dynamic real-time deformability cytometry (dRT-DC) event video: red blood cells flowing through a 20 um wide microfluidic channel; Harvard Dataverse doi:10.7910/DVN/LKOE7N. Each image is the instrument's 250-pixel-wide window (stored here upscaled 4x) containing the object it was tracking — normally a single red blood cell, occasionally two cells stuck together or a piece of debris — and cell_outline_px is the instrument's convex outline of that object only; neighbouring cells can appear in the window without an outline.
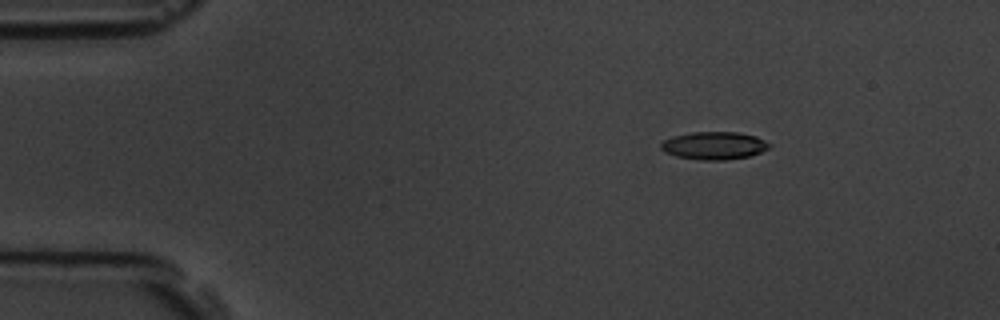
{"species": "common noctule bat (a hibernating species)", "species_latin": "Nyctalus noctula", "temperature_condition": "room temperature", "stored_images_in_passage": 5, "camera_frame_rate_fps": 3000, "um_per_image_px": 0.085, "animal": {"sex": "male", "body_mass_g": 19.5, "forearm_length_mm": 54.6}, "frame": {"image": 1, "passage_image": 3, "time_ms": 2.333, "image_size_px": [1000, 320], "cell_outline_px": [[772, 144], [768, 148], [760, 152], [748, 156], [724, 160], [700, 160], [676, 156], [664, 152], [660, 148], [660, 144], [664, 140], [672, 136], [692, 132], [736, 132], [756, 136]], "centroid_in_image_um": [60.67, 12.37], "position_along_channel_um": 24.3, "area_um2": 17.51}}